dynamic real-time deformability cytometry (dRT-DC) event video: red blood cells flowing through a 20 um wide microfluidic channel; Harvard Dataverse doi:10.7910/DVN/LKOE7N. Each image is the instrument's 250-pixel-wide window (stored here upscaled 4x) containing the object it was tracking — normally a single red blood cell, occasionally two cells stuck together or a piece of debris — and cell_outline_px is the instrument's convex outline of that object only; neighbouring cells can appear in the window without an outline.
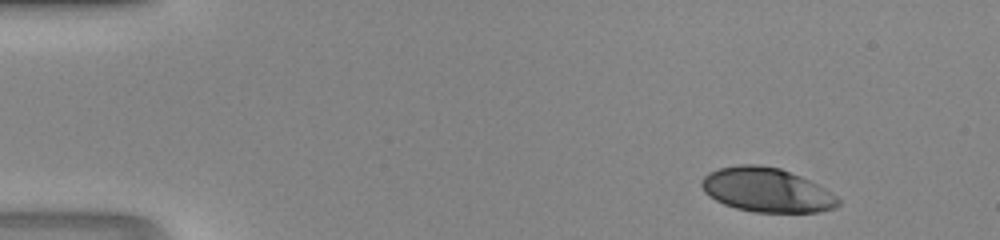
{"species": "human", "species_latin": "Homo sapiens", "temperature_condition": "room temperature", "stored_images_in_passage": 43, "camera_frame_rate_fps": 3000, "um_per_image_px": 0.085, "donor": {"sex": "male"}, "frame": {"image": 1, "passage_image": 1, "time_ms": 0.0, "image_size_px": [1000, 240], "cell_outline_px": [[840, 204], [836, 208], [816, 212], [752, 212], [736, 208], [724, 204], [708, 196], [704, 192], [700, 184], [700, 180], [708, 172], [720, 168], [740, 164], [760, 164], [780, 168], [800, 176], [824, 188], [836, 196], [840, 200]], "centroid_in_image_um": [65.13, 16.15], "position_along_channel_um": 19.9, "area_um2": 35.26}}
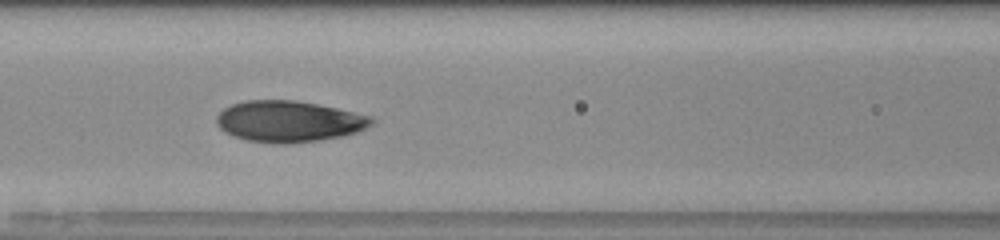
{"frame": {"image": 2, "passage_image": 17, "time_ms": 5.333, "image_size_px": [1000, 240], "cell_outline_px": [[376, 120], [368, 128], [344, 136], [320, 140], [292, 144], [276, 144], [248, 140], [224, 132], [216, 124], [216, 116], [224, 108], [232, 104], [244, 100], [296, 100], [336, 108], [372, 116]], "centroid_in_image_um": [24.57, 10.32], "position_along_channel_um": 142.0, "area_um2": 37.45}}
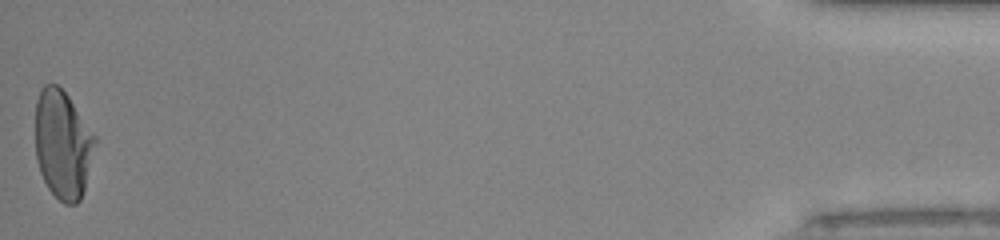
{"frame": {"image": 3, "passage_image": 43, "time_ms": 14.0, "image_size_px": [1000, 240], "cell_outline_px": [[96, 140], [84, 188], [80, 200], [76, 204], [64, 204], [48, 188], [40, 172], [36, 160], [36, 100], [40, 88], [44, 84], [56, 84], [68, 96], [96, 136]], "centroid_in_image_um": [5.31, 12.26], "position_along_channel_um": 429.9, "area_um2": 37.45}}